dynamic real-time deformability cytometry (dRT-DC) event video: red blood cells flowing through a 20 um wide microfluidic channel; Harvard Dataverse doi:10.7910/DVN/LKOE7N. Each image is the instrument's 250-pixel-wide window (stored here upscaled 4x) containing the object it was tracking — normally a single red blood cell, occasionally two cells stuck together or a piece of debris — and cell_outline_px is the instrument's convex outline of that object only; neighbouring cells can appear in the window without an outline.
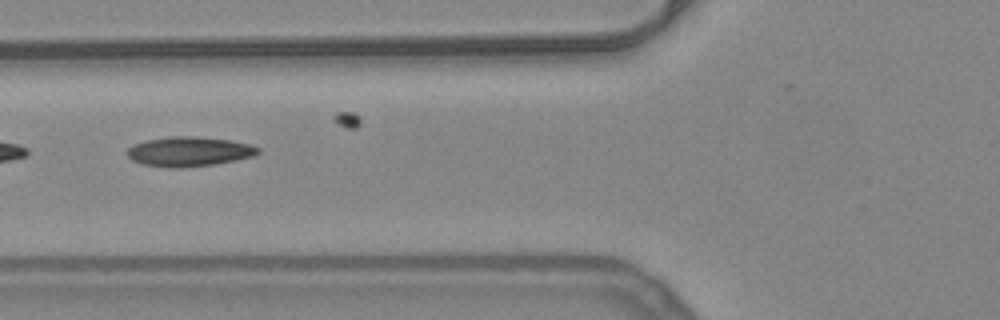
{"species": "common noctule bat (a hibernating species)", "species_latin": "Nyctalus noctula", "temperature_condition": "warm", "stored_images_in_passage": 17, "camera_frame_rate_fps": 3000, "um_per_image_px": 0.085, "animal": {"sex": "female", "body_mass_g": 24.6, "forearm_length_mm": 56.2}, "frame": {"image": 1, "passage_image": 11, "time_ms": 3.333, "image_size_px": [1000, 320], "cell_outline_px": [[260, 152], [256, 156], [216, 164], [180, 168], [168, 168], [144, 164], [132, 160], [128, 156], [128, 148], [136, 144], [148, 140], [172, 136], [196, 136], [228, 140], [248, 144], [260, 148]], "centroid_in_image_um": [16.12, 12.89], "position_along_channel_um": 109.7, "area_um2": 22.48}}
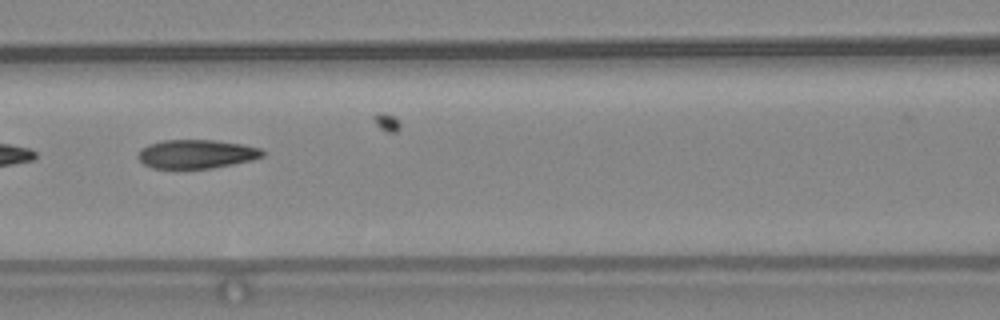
{"frame": {"image": 2, "passage_image": 14, "time_ms": 4.333, "image_size_px": [1000, 320], "cell_outline_px": [[264, 156], [252, 160], [212, 168], [152, 168], [144, 164], [136, 156], [140, 148], [148, 144], [164, 140], [216, 140], [244, 144], [260, 148], [264, 152]], "centroid_in_image_um": [16.68, 13.08], "position_along_channel_um": 149.9, "area_um2": 20.98}}